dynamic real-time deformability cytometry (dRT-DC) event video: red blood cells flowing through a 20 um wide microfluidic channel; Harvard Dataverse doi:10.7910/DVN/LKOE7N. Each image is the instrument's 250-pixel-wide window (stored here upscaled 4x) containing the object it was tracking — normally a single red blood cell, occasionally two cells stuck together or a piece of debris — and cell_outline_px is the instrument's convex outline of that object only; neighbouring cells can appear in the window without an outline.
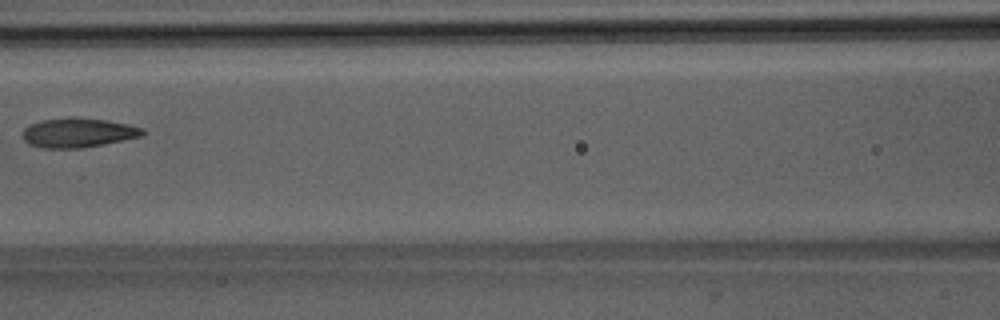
{"species": "Egyptian fruit bat (a non-hibernating species)", "species_latin": "Rousettus aegyptiacus", "temperature_condition": "room temperature", "stored_images_in_passage": 5, "camera_frame_rate_fps": 3000, "um_per_image_px": 0.085, "animal": {"sex": "male"}, "frame": {"image": 1, "passage_image": 4, "time_ms": 3.667, "image_size_px": [1000, 320], "cell_outline_px": [[144, 136], [104, 144], [80, 148], [44, 148], [28, 144], [24, 140], [24, 128], [28, 124], [40, 120], [68, 116], [72, 116], [108, 120], [144, 128]], "centroid_in_image_um": [6.63, 11.26], "position_along_channel_um": 160.0, "area_um2": 20.87}}